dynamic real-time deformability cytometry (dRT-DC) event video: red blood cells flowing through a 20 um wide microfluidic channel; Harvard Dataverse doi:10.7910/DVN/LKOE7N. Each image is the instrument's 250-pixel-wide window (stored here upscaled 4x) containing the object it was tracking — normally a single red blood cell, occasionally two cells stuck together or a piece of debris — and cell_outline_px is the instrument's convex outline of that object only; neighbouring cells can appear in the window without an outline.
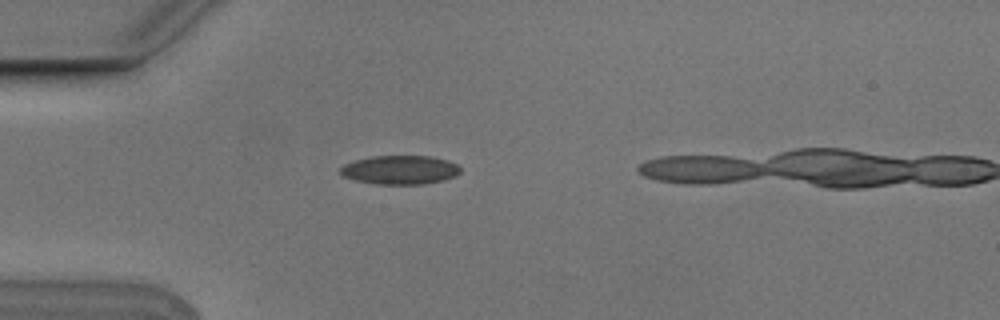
{"species": "Egyptian fruit bat (a non-hibernating species)", "species_latin": "Rousettus aegyptiacus", "temperature_condition": "cold", "stored_images_in_passage": 3, "camera_frame_rate_fps": 3000, "um_per_image_px": 0.085, "animal": {"sex": "male"}, "frame": {"image": 1, "passage_image": 1, "time_ms": 0.0, "image_size_px": [1000, 320], "cell_outline_px": [[460, 172], [456, 176], [444, 180], [424, 184], [376, 184], [356, 180], [344, 176], [340, 172], [340, 168], [344, 164], [356, 160], [372, 156], [432, 156], [448, 160], [456, 164], [460, 168]], "centroid_in_image_um": [34.03, 14.44], "position_along_channel_um": 51.0, "area_um2": 20.17}}